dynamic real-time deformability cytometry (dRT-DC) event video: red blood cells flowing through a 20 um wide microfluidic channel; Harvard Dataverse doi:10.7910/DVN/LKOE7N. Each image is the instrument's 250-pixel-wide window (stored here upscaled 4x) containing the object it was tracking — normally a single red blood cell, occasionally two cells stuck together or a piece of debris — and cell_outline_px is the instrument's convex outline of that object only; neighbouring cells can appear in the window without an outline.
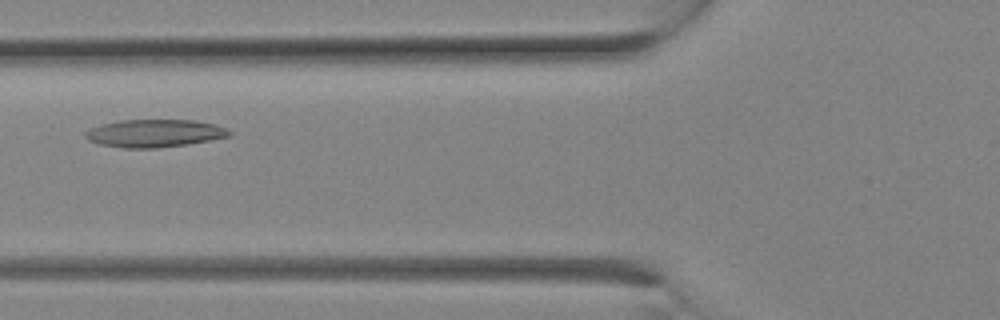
{"species": "Egyptian fruit bat (a non-hibernating species)", "species_latin": "Rousettus aegyptiacus", "temperature_condition": "room temperature", "stored_images_in_passage": 8, "camera_frame_rate_fps": 3000, "um_per_image_px": 0.085, "animal": {"sex": "female"}, "frame": {"image": 1, "passage_image": 7, "time_ms": 2.0, "image_size_px": [1000, 320], "cell_outline_px": [[232, 136], [188, 144], [156, 148], [124, 148], [100, 144], [88, 140], [84, 136], [84, 132], [88, 128], [120, 120], [192, 120], [216, 124], [228, 128], [232, 132]], "centroid_in_image_um": [13.16, 11.33], "position_along_channel_um": 112.6, "area_um2": 23.41}}